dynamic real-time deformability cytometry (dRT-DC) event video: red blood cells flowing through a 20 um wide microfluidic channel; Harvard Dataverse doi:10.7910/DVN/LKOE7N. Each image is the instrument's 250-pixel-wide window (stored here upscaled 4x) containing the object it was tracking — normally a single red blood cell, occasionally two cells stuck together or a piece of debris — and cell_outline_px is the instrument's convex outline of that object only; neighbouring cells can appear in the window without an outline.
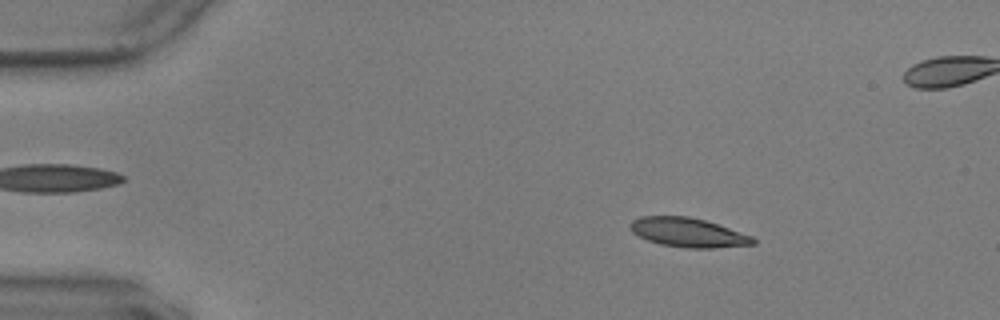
{"species": "common noctule bat (a hibernating species)", "species_latin": "Nyctalus noctula", "temperature_condition": "warm", "stored_images_in_passage": 49, "camera_frame_rate_fps": 3000, "um_per_image_px": 0.085, "animal": {"sex": "male", "body_mass_g": 17.9, "forearm_length_mm": 54.2}, "frame": {"image": 1, "passage_image": 1, "time_ms": 0.0, "image_size_px": [1000, 320], "cell_outline_px": [[756, 244], [712, 248], [688, 248], [660, 244], [648, 240], [632, 232], [628, 224], [632, 220], [640, 216], [688, 216], [704, 220], [752, 236], [756, 240]], "centroid_in_image_um": [58.46, 19.76], "position_along_channel_um": 26.5, "area_um2": 20.75}}
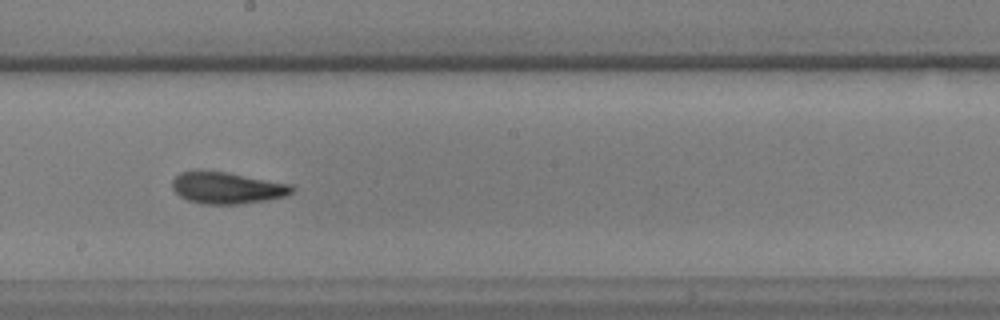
{"frame": {"image": 2, "passage_image": 24, "time_ms": 7.667, "image_size_px": [1000, 320], "cell_outline_px": [[296, 188], [292, 192], [284, 196], [268, 200], [240, 204], [204, 204], [188, 200], [180, 196], [172, 188], [172, 180], [180, 172], [200, 168], [228, 172], [292, 184]], "centroid_in_image_um": [19.28, 15.94], "position_along_channel_um": 228.9, "area_um2": 22.6}}
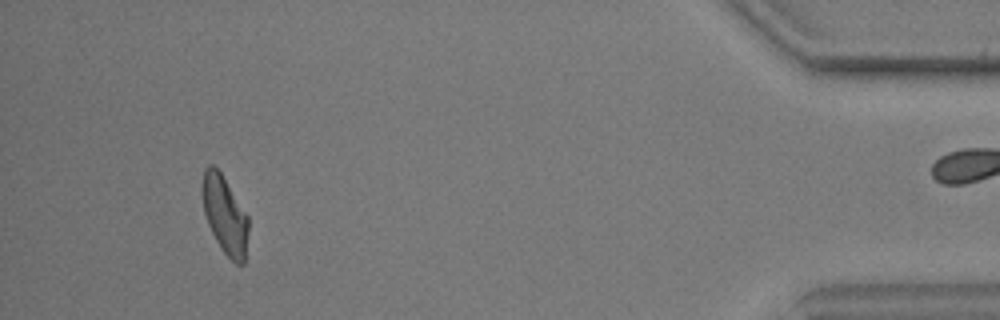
{"frame": {"image": 3, "passage_image": 45, "time_ms": 14.667, "image_size_px": [1000, 320], "cell_outline_px": [[248, 232], [244, 264], [236, 264], [220, 248], [208, 224], [204, 212], [200, 192], [200, 188], [204, 168], [208, 164], [212, 164], [220, 172], [248, 216]], "centroid_in_image_um": [19.07, 18.24], "position_along_channel_um": 416.1, "area_um2": 20.98}, "authors_computed_cell_mechanics": {"area_um2": 21.4438, "velocity_mm_per_s": 3.5697, "shape_relaxation_time_tau1_ms": 6.9845, "shape_relaxation_time_tau2_ms": 2.8693, "deformation_change_tau1": 0.1809, "deformation_change_tau2": 0.0962}}